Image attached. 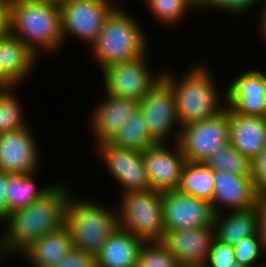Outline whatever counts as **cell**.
<instances>
[{
	"label": "cell",
	"mask_w": 266,
	"mask_h": 267,
	"mask_svg": "<svg viewBox=\"0 0 266 267\" xmlns=\"http://www.w3.org/2000/svg\"><path fill=\"white\" fill-rule=\"evenodd\" d=\"M67 179H59L39 199L8 213L7 219L1 224V241L9 261L14 257L16 260L37 239L65 225L67 203L73 188H77L74 181Z\"/></svg>",
	"instance_id": "1"
},
{
	"label": "cell",
	"mask_w": 266,
	"mask_h": 267,
	"mask_svg": "<svg viewBox=\"0 0 266 267\" xmlns=\"http://www.w3.org/2000/svg\"><path fill=\"white\" fill-rule=\"evenodd\" d=\"M200 58L196 56L192 63L189 61L183 71L164 64L162 78L173 89L180 128L213 117L226 107L225 80L218 84L215 64L204 54Z\"/></svg>",
	"instance_id": "2"
},
{
	"label": "cell",
	"mask_w": 266,
	"mask_h": 267,
	"mask_svg": "<svg viewBox=\"0 0 266 267\" xmlns=\"http://www.w3.org/2000/svg\"><path fill=\"white\" fill-rule=\"evenodd\" d=\"M127 6L119 4L110 13L97 38L88 48L87 56H90L94 65H98L97 73L111 64L140 58L153 48L146 26Z\"/></svg>",
	"instance_id": "3"
},
{
	"label": "cell",
	"mask_w": 266,
	"mask_h": 267,
	"mask_svg": "<svg viewBox=\"0 0 266 267\" xmlns=\"http://www.w3.org/2000/svg\"><path fill=\"white\" fill-rule=\"evenodd\" d=\"M10 34L40 60L45 57L55 60L64 50L60 7L10 0Z\"/></svg>",
	"instance_id": "4"
},
{
	"label": "cell",
	"mask_w": 266,
	"mask_h": 267,
	"mask_svg": "<svg viewBox=\"0 0 266 267\" xmlns=\"http://www.w3.org/2000/svg\"><path fill=\"white\" fill-rule=\"evenodd\" d=\"M78 191L70 194L65 225L71 232L72 247L95 257L118 227L117 207L98 196L80 192L81 196Z\"/></svg>",
	"instance_id": "5"
},
{
	"label": "cell",
	"mask_w": 266,
	"mask_h": 267,
	"mask_svg": "<svg viewBox=\"0 0 266 267\" xmlns=\"http://www.w3.org/2000/svg\"><path fill=\"white\" fill-rule=\"evenodd\" d=\"M118 226L144 242L162 241L163 221L161 193L149 189L116 196Z\"/></svg>",
	"instance_id": "6"
},
{
	"label": "cell",
	"mask_w": 266,
	"mask_h": 267,
	"mask_svg": "<svg viewBox=\"0 0 266 267\" xmlns=\"http://www.w3.org/2000/svg\"><path fill=\"white\" fill-rule=\"evenodd\" d=\"M150 53L151 49L140 58L103 68L99 72L100 90L140 102L163 76L164 64L159 69L153 67Z\"/></svg>",
	"instance_id": "7"
},
{
	"label": "cell",
	"mask_w": 266,
	"mask_h": 267,
	"mask_svg": "<svg viewBox=\"0 0 266 267\" xmlns=\"http://www.w3.org/2000/svg\"><path fill=\"white\" fill-rule=\"evenodd\" d=\"M118 5L115 0H66L60 6L64 49L74 39L89 48Z\"/></svg>",
	"instance_id": "8"
},
{
	"label": "cell",
	"mask_w": 266,
	"mask_h": 267,
	"mask_svg": "<svg viewBox=\"0 0 266 267\" xmlns=\"http://www.w3.org/2000/svg\"><path fill=\"white\" fill-rule=\"evenodd\" d=\"M92 150L94 159L103 165L99 167L105 168L108 179L115 183L111 185L118 194L151 189L141 151L119 148L109 142L95 144Z\"/></svg>",
	"instance_id": "9"
},
{
	"label": "cell",
	"mask_w": 266,
	"mask_h": 267,
	"mask_svg": "<svg viewBox=\"0 0 266 267\" xmlns=\"http://www.w3.org/2000/svg\"><path fill=\"white\" fill-rule=\"evenodd\" d=\"M148 133L155 143H176L180 126L172 87L161 78L140 101Z\"/></svg>",
	"instance_id": "10"
},
{
	"label": "cell",
	"mask_w": 266,
	"mask_h": 267,
	"mask_svg": "<svg viewBox=\"0 0 266 267\" xmlns=\"http://www.w3.org/2000/svg\"><path fill=\"white\" fill-rule=\"evenodd\" d=\"M178 145L189 163H204L212 153L229 143L227 106L213 117L180 129Z\"/></svg>",
	"instance_id": "11"
},
{
	"label": "cell",
	"mask_w": 266,
	"mask_h": 267,
	"mask_svg": "<svg viewBox=\"0 0 266 267\" xmlns=\"http://www.w3.org/2000/svg\"><path fill=\"white\" fill-rule=\"evenodd\" d=\"M32 125L0 134V171L24 175L42 172L43 153L46 154L41 149L43 145L38 143L37 131L32 130Z\"/></svg>",
	"instance_id": "12"
},
{
	"label": "cell",
	"mask_w": 266,
	"mask_h": 267,
	"mask_svg": "<svg viewBox=\"0 0 266 267\" xmlns=\"http://www.w3.org/2000/svg\"><path fill=\"white\" fill-rule=\"evenodd\" d=\"M250 66H243L240 73L236 69L231 76V72H224L229 76L226 77V106L245 115L266 117V64L258 68L251 63Z\"/></svg>",
	"instance_id": "13"
},
{
	"label": "cell",
	"mask_w": 266,
	"mask_h": 267,
	"mask_svg": "<svg viewBox=\"0 0 266 267\" xmlns=\"http://www.w3.org/2000/svg\"><path fill=\"white\" fill-rule=\"evenodd\" d=\"M102 93V94H101ZM104 93V94H103ZM102 95L96 102H94L92 108H89L86 118L89 127V134L93 140V144H99L102 142H109L113 136L128 122L130 116H132L138 109L140 102L126 97L114 96L105 92H100ZM91 110V111H90Z\"/></svg>",
	"instance_id": "14"
},
{
	"label": "cell",
	"mask_w": 266,
	"mask_h": 267,
	"mask_svg": "<svg viewBox=\"0 0 266 267\" xmlns=\"http://www.w3.org/2000/svg\"><path fill=\"white\" fill-rule=\"evenodd\" d=\"M150 188L159 192L179 189L187 163L178 143H156L141 151Z\"/></svg>",
	"instance_id": "15"
},
{
	"label": "cell",
	"mask_w": 266,
	"mask_h": 267,
	"mask_svg": "<svg viewBox=\"0 0 266 267\" xmlns=\"http://www.w3.org/2000/svg\"><path fill=\"white\" fill-rule=\"evenodd\" d=\"M165 230L213 227L215 212L211 202L181 193H161Z\"/></svg>",
	"instance_id": "16"
},
{
	"label": "cell",
	"mask_w": 266,
	"mask_h": 267,
	"mask_svg": "<svg viewBox=\"0 0 266 267\" xmlns=\"http://www.w3.org/2000/svg\"><path fill=\"white\" fill-rule=\"evenodd\" d=\"M38 63L43 62L21 40L11 34L0 37V88L29 84L39 73Z\"/></svg>",
	"instance_id": "17"
},
{
	"label": "cell",
	"mask_w": 266,
	"mask_h": 267,
	"mask_svg": "<svg viewBox=\"0 0 266 267\" xmlns=\"http://www.w3.org/2000/svg\"><path fill=\"white\" fill-rule=\"evenodd\" d=\"M213 184L211 205L215 214L255 207L257 192L252 176H236L225 171H214Z\"/></svg>",
	"instance_id": "18"
},
{
	"label": "cell",
	"mask_w": 266,
	"mask_h": 267,
	"mask_svg": "<svg viewBox=\"0 0 266 267\" xmlns=\"http://www.w3.org/2000/svg\"><path fill=\"white\" fill-rule=\"evenodd\" d=\"M214 239V227H202L165 230L161 242L183 266L206 263Z\"/></svg>",
	"instance_id": "19"
},
{
	"label": "cell",
	"mask_w": 266,
	"mask_h": 267,
	"mask_svg": "<svg viewBox=\"0 0 266 267\" xmlns=\"http://www.w3.org/2000/svg\"><path fill=\"white\" fill-rule=\"evenodd\" d=\"M229 142L250 161L266 147V117L245 115L227 106Z\"/></svg>",
	"instance_id": "20"
},
{
	"label": "cell",
	"mask_w": 266,
	"mask_h": 267,
	"mask_svg": "<svg viewBox=\"0 0 266 267\" xmlns=\"http://www.w3.org/2000/svg\"><path fill=\"white\" fill-rule=\"evenodd\" d=\"M71 232L66 225L34 241L17 259L28 267H51L72 249ZM22 259V260H21Z\"/></svg>",
	"instance_id": "21"
},
{
	"label": "cell",
	"mask_w": 266,
	"mask_h": 267,
	"mask_svg": "<svg viewBox=\"0 0 266 267\" xmlns=\"http://www.w3.org/2000/svg\"><path fill=\"white\" fill-rule=\"evenodd\" d=\"M144 241L118 226L95 256V267H136Z\"/></svg>",
	"instance_id": "22"
},
{
	"label": "cell",
	"mask_w": 266,
	"mask_h": 267,
	"mask_svg": "<svg viewBox=\"0 0 266 267\" xmlns=\"http://www.w3.org/2000/svg\"><path fill=\"white\" fill-rule=\"evenodd\" d=\"M213 227L217 241L235 246L259 234L258 215L255 208L223 211L215 214Z\"/></svg>",
	"instance_id": "23"
},
{
	"label": "cell",
	"mask_w": 266,
	"mask_h": 267,
	"mask_svg": "<svg viewBox=\"0 0 266 267\" xmlns=\"http://www.w3.org/2000/svg\"><path fill=\"white\" fill-rule=\"evenodd\" d=\"M39 175V172L32 175L8 174L5 191L8 203V213L26 207L34 200L39 199L58 181L57 178V180L54 179L55 181L49 183L46 182L45 184L46 180H44V183L41 184L40 182L42 180L38 179L40 177Z\"/></svg>",
	"instance_id": "24"
},
{
	"label": "cell",
	"mask_w": 266,
	"mask_h": 267,
	"mask_svg": "<svg viewBox=\"0 0 266 267\" xmlns=\"http://www.w3.org/2000/svg\"><path fill=\"white\" fill-rule=\"evenodd\" d=\"M143 11L147 10L149 16H152V22L155 21V27H163V29L172 28L178 30L183 24L189 21L191 15L198 12L187 0H140ZM195 14H194V13ZM188 21L185 22V20ZM159 25V26H157ZM179 26V28H178ZM177 27V28H176Z\"/></svg>",
	"instance_id": "25"
},
{
	"label": "cell",
	"mask_w": 266,
	"mask_h": 267,
	"mask_svg": "<svg viewBox=\"0 0 266 267\" xmlns=\"http://www.w3.org/2000/svg\"><path fill=\"white\" fill-rule=\"evenodd\" d=\"M22 87L24 88V85L0 88V134L17 131L30 125V118L25 113L26 102L21 100L19 92L23 90Z\"/></svg>",
	"instance_id": "26"
},
{
	"label": "cell",
	"mask_w": 266,
	"mask_h": 267,
	"mask_svg": "<svg viewBox=\"0 0 266 267\" xmlns=\"http://www.w3.org/2000/svg\"><path fill=\"white\" fill-rule=\"evenodd\" d=\"M214 171L203 163H189L184 166L179 191L207 201L214 195Z\"/></svg>",
	"instance_id": "27"
},
{
	"label": "cell",
	"mask_w": 266,
	"mask_h": 267,
	"mask_svg": "<svg viewBox=\"0 0 266 267\" xmlns=\"http://www.w3.org/2000/svg\"><path fill=\"white\" fill-rule=\"evenodd\" d=\"M109 143L119 148L138 151H144L156 144L148 133L144 115L140 109L129 117L128 122L112 137Z\"/></svg>",
	"instance_id": "28"
},
{
	"label": "cell",
	"mask_w": 266,
	"mask_h": 267,
	"mask_svg": "<svg viewBox=\"0 0 266 267\" xmlns=\"http://www.w3.org/2000/svg\"><path fill=\"white\" fill-rule=\"evenodd\" d=\"M203 164L213 171H225L236 176H251V161L242 156L230 142L212 153Z\"/></svg>",
	"instance_id": "29"
},
{
	"label": "cell",
	"mask_w": 266,
	"mask_h": 267,
	"mask_svg": "<svg viewBox=\"0 0 266 267\" xmlns=\"http://www.w3.org/2000/svg\"><path fill=\"white\" fill-rule=\"evenodd\" d=\"M264 3L265 0H208L207 5L199 12V14L201 13L203 15V13L206 11L205 16H207L209 15L210 11L212 14L213 12H219L220 15L224 14V17H226V15L227 18L230 17L231 21L237 22V20L241 18L242 21L240 19L238 22L242 23L243 20H248L247 18H250L251 16L253 17V15L256 17L257 12H259Z\"/></svg>",
	"instance_id": "30"
},
{
	"label": "cell",
	"mask_w": 266,
	"mask_h": 267,
	"mask_svg": "<svg viewBox=\"0 0 266 267\" xmlns=\"http://www.w3.org/2000/svg\"><path fill=\"white\" fill-rule=\"evenodd\" d=\"M136 267H181L176 257L161 241L144 242Z\"/></svg>",
	"instance_id": "31"
},
{
	"label": "cell",
	"mask_w": 266,
	"mask_h": 267,
	"mask_svg": "<svg viewBox=\"0 0 266 267\" xmlns=\"http://www.w3.org/2000/svg\"><path fill=\"white\" fill-rule=\"evenodd\" d=\"M234 249L236 261L245 267H259L265 262L266 243L260 234L242 239Z\"/></svg>",
	"instance_id": "32"
},
{
	"label": "cell",
	"mask_w": 266,
	"mask_h": 267,
	"mask_svg": "<svg viewBox=\"0 0 266 267\" xmlns=\"http://www.w3.org/2000/svg\"><path fill=\"white\" fill-rule=\"evenodd\" d=\"M234 261H236L234 246L214 239L206 264L209 267H227Z\"/></svg>",
	"instance_id": "33"
},
{
	"label": "cell",
	"mask_w": 266,
	"mask_h": 267,
	"mask_svg": "<svg viewBox=\"0 0 266 267\" xmlns=\"http://www.w3.org/2000/svg\"><path fill=\"white\" fill-rule=\"evenodd\" d=\"M51 267H95V257L72 248L61 260Z\"/></svg>",
	"instance_id": "34"
},
{
	"label": "cell",
	"mask_w": 266,
	"mask_h": 267,
	"mask_svg": "<svg viewBox=\"0 0 266 267\" xmlns=\"http://www.w3.org/2000/svg\"><path fill=\"white\" fill-rule=\"evenodd\" d=\"M251 176L257 194L266 192V147L251 161Z\"/></svg>",
	"instance_id": "35"
},
{
	"label": "cell",
	"mask_w": 266,
	"mask_h": 267,
	"mask_svg": "<svg viewBox=\"0 0 266 267\" xmlns=\"http://www.w3.org/2000/svg\"><path fill=\"white\" fill-rule=\"evenodd\" d=\"M254 208L258 215L259 234L266 243V192L257 194Z\"/></svg>",
	"instance_id": "36"
},
{
	"label": "cell",
	"mask_w": 266,
	"mask_h": 267,
	"mask_svg": "<svg viewBox=\"0 0 266 267\" xmlns=\"http://www.w3.org/2000/svg\"><path fill=\"white\" fill-rule=\"evenodd\" d=\"M251 21H253V23L256 22V24H258V25H255V26L252 25V28L257 27L255 29L256 30L255 31V35L257 34L256 37L259 36L258 37L259 39L257 41L259 43V40H261L260 41L261 45L263 44V46L265 47V45H266V0H265L264 5H262V7L260 8L259 12L257 13L256 18H254V20H251Z\"/></svg>",
	"instance_id": "37"
},
{
	"label": "cell",
	"mask_w": 266,
	"mask_h": 267,
	"mask_svg": "<svg viewBox=\"0 0 266 267\" xmlns=\"http://www.w3.org/2000/svg\"><path fill=\"white\" fill-rule=\"evenodd\" d=\"M10 34V0H0V37Z\"/></svg>",
	"instance_id": "38"
},
{
	"label": "cell",
	"mask_w": 266,
	"mask_h": 267,
	"mask_svg": "<svg viewBox=\"0 0 266 267\" xmlns=\"http://www.w3.org/2000/svg\"><path fill=\"white\" fill-rule=\"evenodd\" d=\"M8 174L0 171V225L7 219L8 203L6 198V180Z\"/></svg>",
	"instance_id": "39"
},
{
	"label": "cell",
	"mask_w": 266,
	"mask_h": 267,
	"mask_svg": "<svg viewBox=\"0 0 266 267\" xmlns=\"http://www.w3.org/2000/svg\"><path fill=\"white\" fill-rule=\"evenodd\" d=\"M28 3H39V4H46V5H54L60 7L66 0H19Z\"/></svg>",
	"instance_id": "40"
},
{
	"label": "cell",
	"mask_w": 266,
	"mask_h": 267,
	"mask_svg": "<svg viewBox=\"0 0 266 267\" xmlns=\"http://www.w3.org/2000/svg\"><path fill=\"white\" fill-rule=\"evenodd\" d=\"M199 13L208 3V0H187Z\"/></svg>",
	"instance_id": "41"
},
{
	"label": "cell",
	"mask_w": 266,
	"mask_h": 267,
	"mask_svg": "<svg viewBox=\"0 0 266 267\" xmlns=\"http://www.w3.org/2000/svg\"><path fill=\"white\" fill-rule=\"evenodd\" d=\"M9 259L5 255L3 248H2V241H1V225H0V262H7Z\"/></svg>",
	"instance_id": "42"
},
{
	"label": "cell",
	"mask_w": 266,
	"mask_h": 267,
	"mask_svg": "<svg viewBox=\"0 0 266 267\" xmlns=\"http://www.w3.org/2000/svg\"><path fill=\"white\" fill-rule=\"evenodd\" d=\"M181 267H209L206 263L204 264H186Z\"/></svg>",
	"instance_id": "43"
},
{
	"label": "cell",
	"mask_w": 266,
	"mask_h": 267,
	"mask_svg": "<svg viewBox=\"0 0 266 267\" xmlns=\"http://www.w3.org/2000/svg\"><path fill=\"white\" fill-rule=\"evenodd\" d=\"M227 267H245L243 265H241L239 262L237 261H234L230 266H227Z\"/></svg>",
	"instance_id": "44"
},
{
	"label": "cell",
	"mask_w": 266,
	"mask_h": 267,
	"mask_svg": "<svg viewBox=\"0 0 266 267\" xmlns=\"http://www.w3.org/2000/svg\"><path fill=\"white\" fill-rule=\"evenodd\" d=\"M118 4H125V3H127V1L125 0H115ZM125 2V3H124Z\"/></svg>",
	"instance_id": "45"
},
{
	"label": "cell",
	"mask_w": 266,
	"mask_h": 267,
	"mask_svg": "<svg viewBox=\"0 0 266 267\" xmlns=\"http://www.w3.org/2000/svg\"><path fill=\"white\" fill-rule=\"evenodd\" d=\"M259 267H266V261L263 264H261Z\"/></svg>",
	"instance_id": "46"
},
{
	"label": "cell",
	"mask_w": 266,
	"mask_h": 267,
	"mask_svg": "<svg viewBox=\"0 0 266 267\" xmlns=\"http://www.w3.org/2000/svg\"><path fill=\"white\" fill-rule=\"evenodd\" d=\"M4 263H5V262H0V267H2V265H5Z\"/></svg>",
	"instance_id": "47"
}]
</instances>
